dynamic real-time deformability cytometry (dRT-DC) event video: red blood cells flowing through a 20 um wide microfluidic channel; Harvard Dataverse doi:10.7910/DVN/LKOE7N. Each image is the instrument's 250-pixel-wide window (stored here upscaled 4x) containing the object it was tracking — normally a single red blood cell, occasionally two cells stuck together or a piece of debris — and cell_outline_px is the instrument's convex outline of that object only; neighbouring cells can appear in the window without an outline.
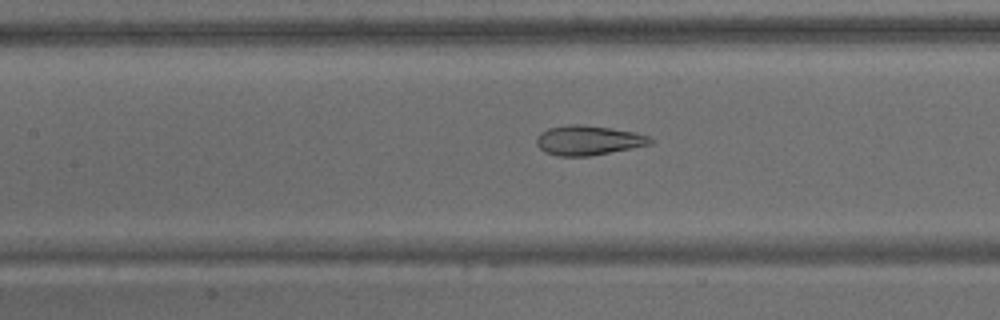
{"species": "common noctule bat (a hibernating species)", "species_latin": "Nyctalus noctula", "temperature_condition": "warm", "stored_images_in_passage": 63, "camera_frame_rate_fps": 3000, "um_per_image_px": 0.085, "animal": {"sex": "male", "body_mass_g": 15.6}, "frame": {"image": 1, "passage_image": 28, "time_ms": 9.0, "image_size_px": [1000, 320], "cell_outline_px": [[652, 144], [588, 156], [556, 156], [544, 152], [536, 144], [536, 136], [540, 132], [548, 128], [568, 124], [580, 124], [636, 132], [648, 136], [652, 140]], "centroid_in_image_um": [49.94, 11.92], "position_along_channel_um": 157.5, "area_um2": 19.59}}
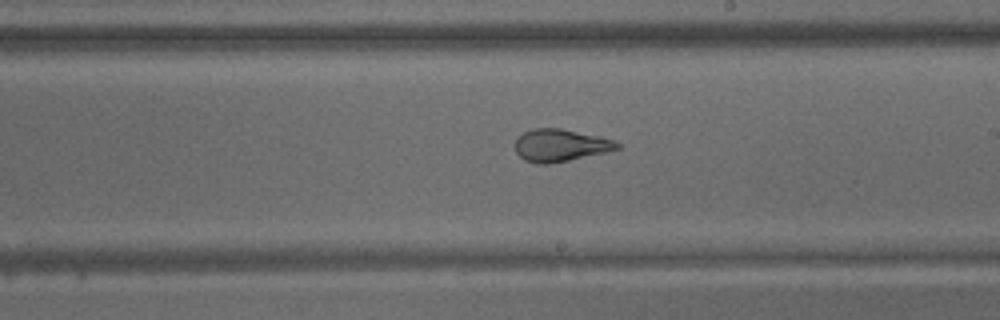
{"frame": {"image": 2, "passage_image": 36, "time_ms": 11.667, "image_size_px": [1000, 320], "cell_outline_px": [[624, 144], [620, 148], [604, 152], [568, 160], [548, 164], [536, 164], [524, 160], [516, 152], [516, 136], [524, 132], [536, 128], [560, 128], [600, 136], [616, 140]], "centroid_in_image_um": [47.65, 12.34], "position_along_channel_um": 241.3, "area_um2": 19.31}}
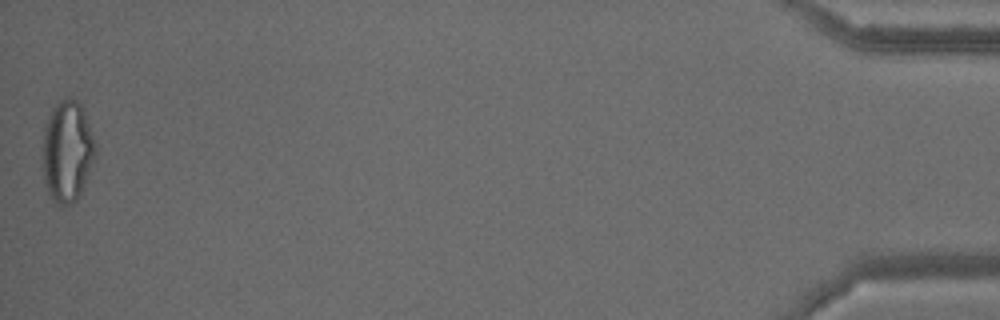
{"frame": {"image": 3, "passage_image": 63, "time_ms": 20.667, "image_size_px": [1000, 320], "cell_outline_px": [[96, 156], [84, 184], [76, 200], [64, 208], [60, 208], [52, 200], [48, 192], [44, 180], [44, 128], [52, 108], [60, 100], [68, 96], [76, 100], [80, 104], [84, 112], [96, 144]], "centroid_in_image_um": [5.73, 12.88], "position_along_channel_um": 429.5, "area_um2": 31.04}, "authors_computed_cell_mechanics": {"area_um2": 24.7962, "velocity_mm_per_s": 3.1616, "shape_relaxation_time_tau1_ms": null, "shape_relaxation_time_tau2_ms": 1.3651, "deformation_change_tau1": null, "deformation_change_tau2": 0.0893}}